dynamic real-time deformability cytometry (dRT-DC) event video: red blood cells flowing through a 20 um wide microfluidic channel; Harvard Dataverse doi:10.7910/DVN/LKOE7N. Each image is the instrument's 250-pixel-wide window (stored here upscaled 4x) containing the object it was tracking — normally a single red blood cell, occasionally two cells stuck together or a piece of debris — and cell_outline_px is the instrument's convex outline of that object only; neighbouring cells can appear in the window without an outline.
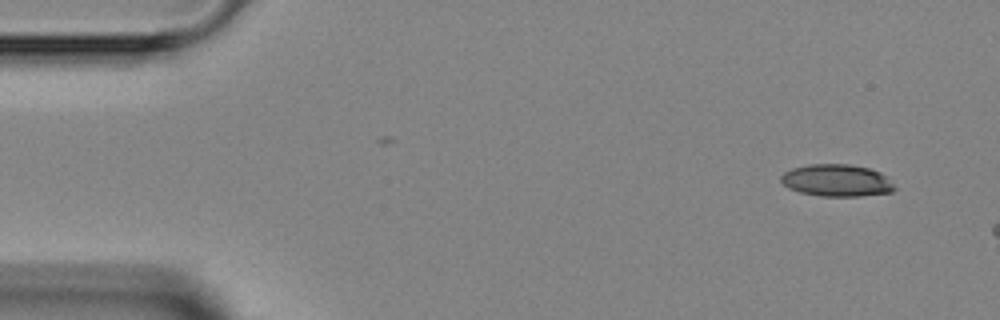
{"species": "Egyptian fruit bat (a non-hibernating species)", "species_latin": "Rousettus aegyptiacus", "temperature_condition": "room temperature", "stored_images_in_passage": 3, "camera_frame_rate_fps": 3000, "um_per_image_px": 0.085, "animal": {"sex": "female"}, "frame": {"image": 1, "passage_image": 1, "time_ms": 0.0, "image_size_px": [1000, 320], "cell_outline_px": [[896, 188], [892, 192], [860, 196], [820, 196], [800, 192], [788, 188], [780, 180], [780, 176], [784, 172], [792, 168], [808, 164], [848, 164], [868, 168], [880, 172]], "centroid_in_image_um": [71.08, 15.34], "position_along_channel_um": 13.9, "area_um2": 21.15}}